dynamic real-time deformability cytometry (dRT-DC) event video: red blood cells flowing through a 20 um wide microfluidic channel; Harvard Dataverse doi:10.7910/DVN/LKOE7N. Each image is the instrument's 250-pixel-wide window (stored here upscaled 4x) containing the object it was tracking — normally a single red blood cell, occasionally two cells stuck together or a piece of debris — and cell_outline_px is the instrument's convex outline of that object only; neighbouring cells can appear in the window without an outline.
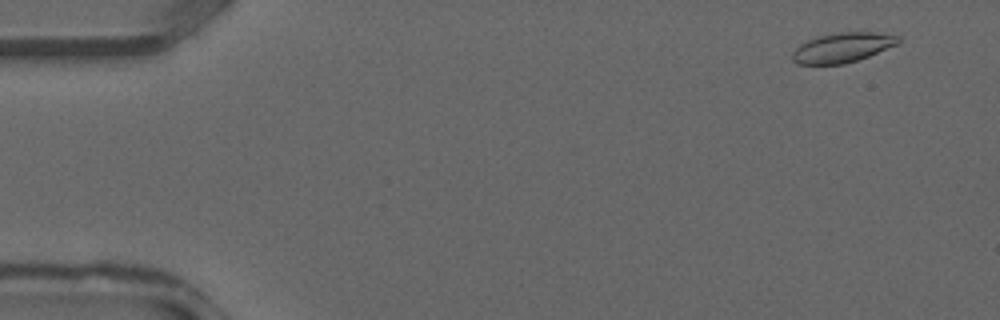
{"species": "common noctule bat (a hibernating species)", "species_latin": "Nyctalus noctula", "temperature_condition": "warm", "stored_images_in_passage": 34, "camera_frame_rate_fps": 3000, "um_per_image_px": 0.085, "animal": {"sex": "male", "forearm_length_mm": 52.5}, "frame": {"image": 1, "passage_image": 3, "time_ms": 0.667, "image_size_px": [1000, 320], "cell_outline_px": [[900, 40], [896, 44], [868, 56], [844, 64], [796, 64], [792, 60], [792, 52], [800, 44], [816, 36], [840, 32], [872, 32], [900, 36]], "centroid_in_image_um": [71.56, 4.04], "position_along_channel_um": 13.4, "area_um2": 18.15}}
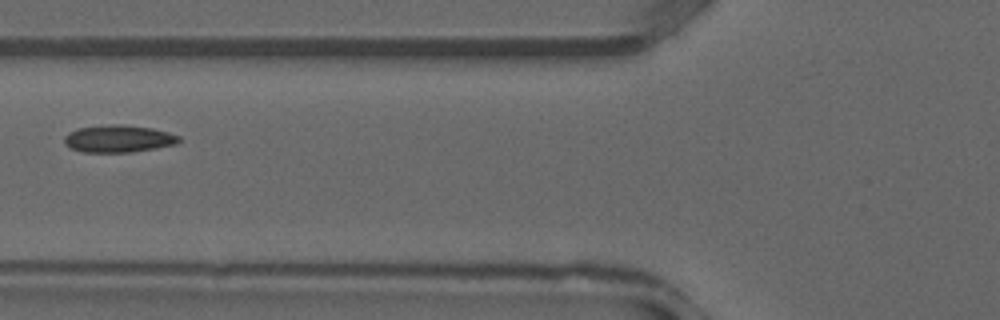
{"frame": {"image": 2, "passage_image": 15, "time_ms": 4.667, "image_size_px": [1000, 320], "cell_outline_px": [[180, 140], [176, 144], [156, 148], [128, 152], [84, 152], [72, 148], [64, 144], [64, 136], [68, 132], [76, 128], [112, 124], [124, 124], [152, 128], [168, 132], [180, 136]], "centroid_in_image_um": [10.05, 11.78], "position_along_channel_um": 115.7, "area_um2": 18.26}}
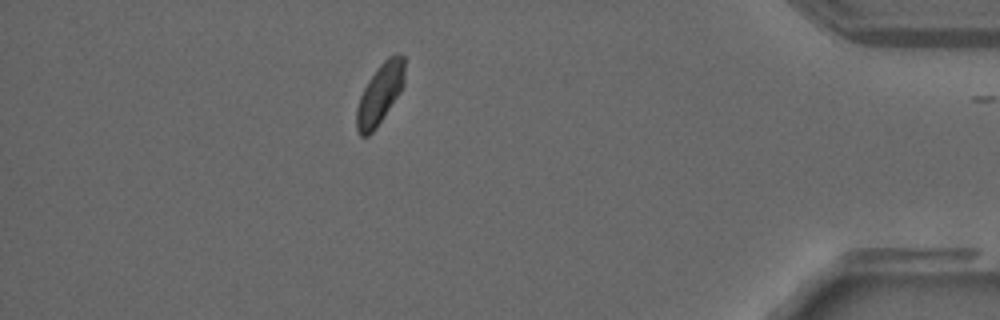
{"frame": {"image": 3, "passage_image": 33, "time_ms": 10.667, "image_size_px": [1000, 320], "cell_outline_px": [[404, 84], [400, 92], [376, 128], [368, 136], [360, 136], [356, 128], [356, 108], [360, 96], [368, 80], [380, 64], [388, 56], [396, 52], [400, 52], [404, 56]], "centroid_in_image_um": [32.29, 7.95], "position_along_channel_um": 402.9, "area_um2": 16.99}}